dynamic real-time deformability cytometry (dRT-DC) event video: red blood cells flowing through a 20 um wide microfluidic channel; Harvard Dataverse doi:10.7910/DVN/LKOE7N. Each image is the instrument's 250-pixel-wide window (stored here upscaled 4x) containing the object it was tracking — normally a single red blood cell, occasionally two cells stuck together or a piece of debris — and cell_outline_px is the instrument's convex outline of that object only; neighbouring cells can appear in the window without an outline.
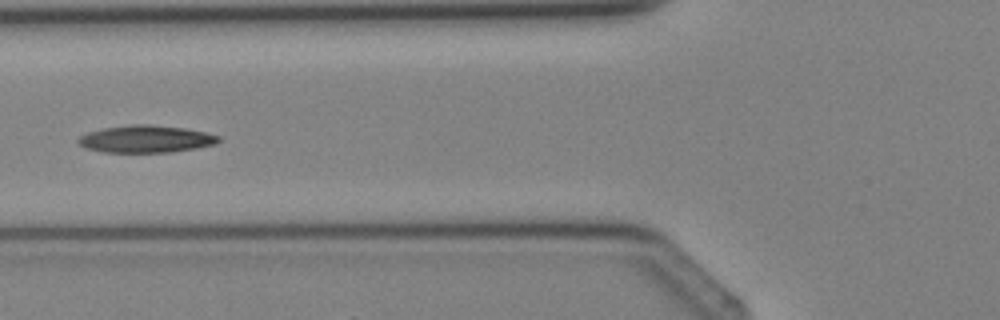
{"species": "Egyptian fruit bat (a non-hibernating species)", "species_latin": "Rousettus aegyptiacus", "temperature_condition": "cold", "stored_images_in_passage": 5, "camera_frame_rate_fps": 3000, "um_per_image_px": 0.085, "animal": {"sex": "female"}, "frame": {"image": 1, "passage_image": 5, "time_ms": 4.667, "image_size_px": [1000, 320], "cell_outline_px": [[220, 140], [216, 144], [196, 148], [172, 152], [104, 152], [88, 148], [80, 144], [76, 140], [80, 136], [88, 132], [104, 128], [132, 124], [148, 124], [184, 128], [204, 132], [220, 136]], "centroid_in_image_um": [12.42, 11.81], "position_along_channel_um": 113.4, "area_um2": 22.14}}